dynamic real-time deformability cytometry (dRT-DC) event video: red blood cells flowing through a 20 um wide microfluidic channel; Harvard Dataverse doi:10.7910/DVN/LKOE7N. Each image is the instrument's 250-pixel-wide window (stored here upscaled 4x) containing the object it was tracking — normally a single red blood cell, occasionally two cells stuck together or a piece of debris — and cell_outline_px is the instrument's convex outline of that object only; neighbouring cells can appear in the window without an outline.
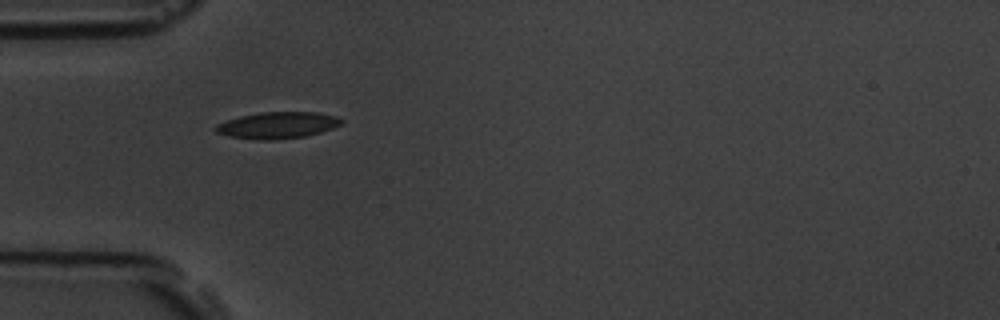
{"species": "common noctule bat (a hibernating species)", "species_latin": "Nyctalus noctula", "temperature_condition": "room temperature", "stored_images_in_passage": 4, "camera_frame_rate_fps": 3000, "um_per_image_px": 0.085, "animal": {"sex": "male", "body_mass_g": 19.5, "forearm_length_mm": 54.6}, "frame": {"image": 1, "passage_image": 1, "time_ms": 0.0, "image_size_px": [1000, 320], "cell_outline_px": [[344, 120], [340, 124], [332, 128], [320, 132], [304, 136], [272, 140], [264, 140], [228, 136], [216, 132], [216, 124], [240, 116], [260, 112], [316, 112], [336, 116]], "centroid_in_image_um": [23.59, 10.63], "position_along_channel_um": 61.4, "area_um2": 19.19}}
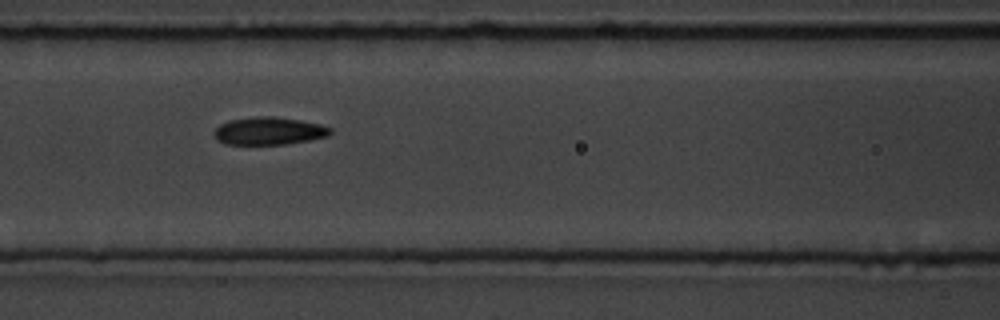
{"frame": {"image": 2, "passage_image": 3, "time_ms": 2.333, "image_size_px": [1000, 320], "cell_outline_px": [[332, 132], [328, 136], [308, 140], [284, 144], [224, 144], [216, 140], [212, 132], [220, 124], [228, 120], [256, 116], [272, 116], [300, 120], [320, 124], [332, 128]], "centroid_in_image_um": [22.82, 11.12], "position_along_channel_um": 143.8, "area_um2": 18.84}}
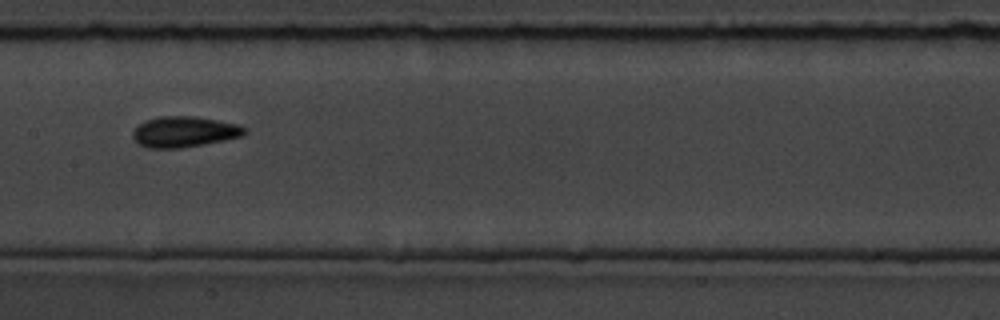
{"frame": {"image": 3, "passage_image": 4, "time_ms": 3.667, "image_size_px": [1000, 320], "cell_outline_px": [[248, 132], [240, 136], [224, 140], [204, 144], [180, 148], [144, 148], [136, 144], [132, 136], [132, 132], [144, 120], [160, 116], [196, 116], [240, 124], [248, 128]], "centroid_in_image_um": [15.65, 11.2], "position_along_channel_um": 191.7, "area_um2": 20.35}}